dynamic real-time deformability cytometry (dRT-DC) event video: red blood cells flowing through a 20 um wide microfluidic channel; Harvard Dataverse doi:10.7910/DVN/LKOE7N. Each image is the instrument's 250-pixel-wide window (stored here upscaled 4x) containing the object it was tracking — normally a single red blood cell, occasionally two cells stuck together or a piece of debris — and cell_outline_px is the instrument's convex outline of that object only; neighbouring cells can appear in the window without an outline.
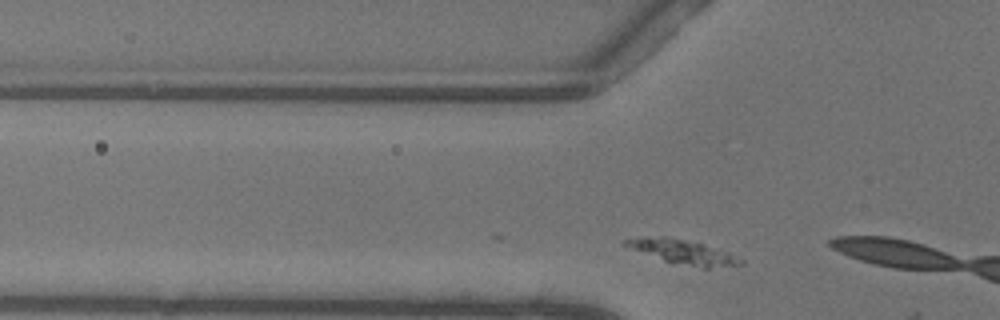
{"species": "common noctule bat (a hibernating species)", "species_latin": "Nyctalus noctula", "temperature_condition": "warm", "stored_images_in_passage": 5, "camera_frame_rate_fps": 3000, "um_per_image_px": 0.085, "animal": {"sex": "female"}, "frame": {"image": 1, "passage_image": 3, "time_ms": 0.667, "image_size_px": [1000, 320], "cell_outline_px": [[744, 264], [708, 268], [704, 268], [664, 260], [620, 244], [620, 240], [644, 236], [668, 236], [700, 244], [728, 252], [744, 260]], "centroid_in_image_um": [58.0, 21.39], "position_along_channel_um": 67.8, "area_um2": 15.9}}